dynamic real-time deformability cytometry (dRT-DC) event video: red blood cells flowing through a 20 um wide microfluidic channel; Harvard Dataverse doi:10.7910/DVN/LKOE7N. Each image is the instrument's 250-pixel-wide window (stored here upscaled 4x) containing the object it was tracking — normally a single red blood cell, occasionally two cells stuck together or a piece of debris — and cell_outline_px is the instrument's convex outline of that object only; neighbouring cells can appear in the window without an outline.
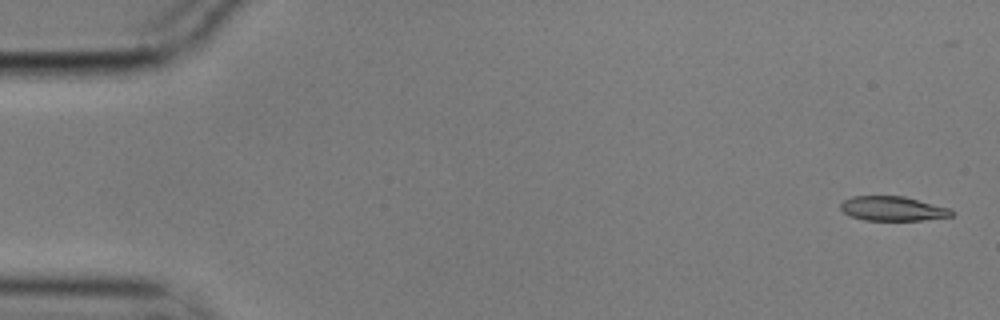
{"species": "common noctule bat (a hibernating species)", "species_latin": "Nyctalus noctula", "temperature_condition": "cold", "stored_images_in_passage": 57, "camera_frame_rate_fps": 3000, "um_per_image_px": 0.085, "animal": {"sex": "male", "body_mass_g": 17.9}, "frame": {"image": 1, "passage_image": 2, "time_ms": 0.333, "image_size_px": [1000, 320], "cell_outline_px": [[952, 216], [924, 220], [864, 220], [852, 216], [844, 212], [840, 208], [840, 204], [844, 200], [852, 196], [904, 196], [948, 208], [952, 212]], "centroid_in_image_um": [75.85, 17.73], "position_along_channel_um": 9.2, "area_um2": 15.61}}
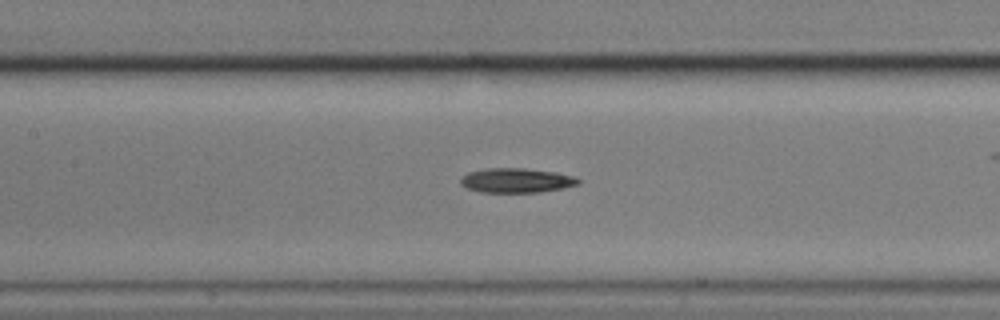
{"frame": {"image": 2, "passage_image": 26, "time_ms": 8.333, "image_size_px": [1000, 320], "cell_outline_px": [[580, 184], [560, 188], [536, 192], [480, 192], [468, 188], [460, 184], [460, 180], [468, 172], [484, 168], [524, 168], [556, 172], [572, 176], [580, 180]], "centroid_in_image_um": [43.86, 15.32], "position_along_channel_um": 163.5, "area_um2": 16.65}}
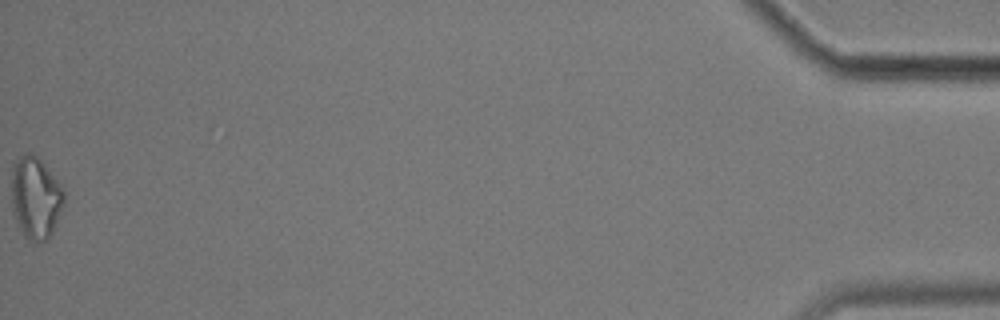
{"frame": {"image": 3, "passage_image": 57, "time_ms": 18.667, "image_size_px": [1000, 320], "cell_outline_px": [[64, 204], [56, 224], [48, 240], [32, 240], [24, 236], [12, 212], [12, 164], [24, 152], [32, 152], [44, 164], [60, 184], [64, 192]], "centroid_in_image_um": [3.02, 16.78], "position_along_channel_um": 432.2, "area_um2": 24.97}, "authors_computed_cell_mechanics": {"area_um2": 17.1088, "velocity_mm_per_s": 3.5444, "shape_relaxation_time_tau1_ms": 4.8398, "shape_relaxation_time_tau2_ms": null, "deformation_change_tau1": 0.1092, "deformation_change_tau2": null}}